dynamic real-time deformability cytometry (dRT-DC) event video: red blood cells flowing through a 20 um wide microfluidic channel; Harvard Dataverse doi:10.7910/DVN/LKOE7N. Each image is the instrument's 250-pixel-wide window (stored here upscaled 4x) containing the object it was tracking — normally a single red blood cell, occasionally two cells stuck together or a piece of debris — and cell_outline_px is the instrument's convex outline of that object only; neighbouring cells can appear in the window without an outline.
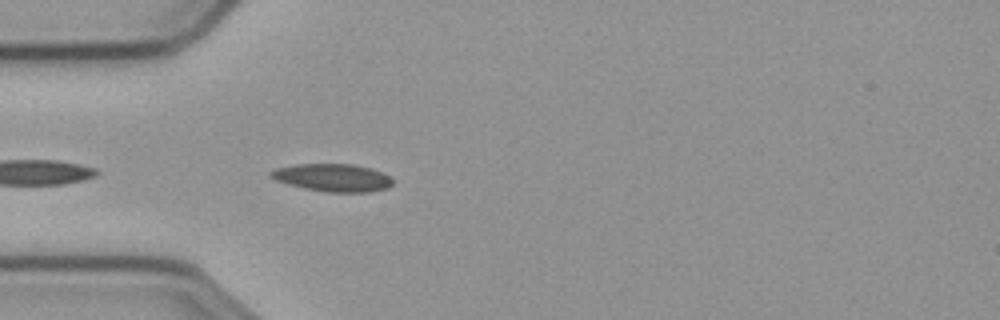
{"species": "common noctule bat (a hibernating species)", "species_latin": "Nyctalus noctula", "temperature_condition": "cold", "stored_images_in_passage": 6, "camera_frame_rate_fps": 3000, "um_per_image_px": 0.085, "animal": {"sex": "male", "body_mass_g": 23.1, "forearm_length_mm": 52.7}, "frame": {"image": 1, "passage_image": 3, "time_ms": 0.667, "image_size_px": [1000, 320], "cell_outline_px": [[392, 184], [388, 188], [372, 192], [328, 192], [304, 188], [288, 184], [276, 180], [268, 176], [268, 172], [276, 168], [296, 164], [352, 164], [372, 168], [392, 176]], "centroid_in_image_um": [28.3, 15.1], "position_along_channel_um": 56.7, "area_um2": 19.88}}